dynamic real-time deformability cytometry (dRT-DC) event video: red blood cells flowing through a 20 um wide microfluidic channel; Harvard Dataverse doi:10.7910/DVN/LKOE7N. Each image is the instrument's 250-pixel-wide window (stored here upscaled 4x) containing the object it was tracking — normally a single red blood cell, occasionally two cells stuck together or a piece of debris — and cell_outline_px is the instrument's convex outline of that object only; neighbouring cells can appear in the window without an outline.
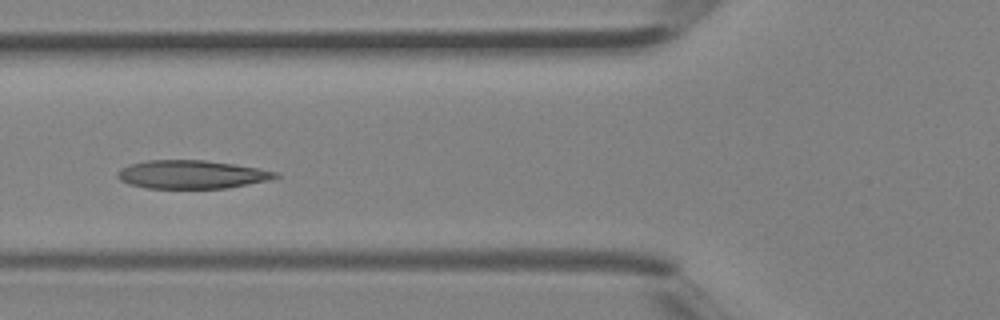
{"species": "Egyptian fruit bat (a non-hibernating species)", "species_latin": "Rousettus aegyptiacus", "temperature_condition": "room temperature", "stored_images_in_passage": 4, "camera_frame_rate_fps": 3000, "um_per_image_px": 0.085, "animal": {"sex": "female"}, "frame": {"image": 1, "passage_image": 4, "time_ms": 1.0, "image_size_px": [1000, 320], "cell_outline_px": [[280, 176], [268, 180], [228, 188], [148, 188], [128, 184], [120, 180], [116, 176], [116, 172], [120, 168], [128, 164], [144, 160], [204, 160], [236, 164], [260, 168], [276, 172]], "centroid_in_image_um": [16.25, 14.82], "position_along_channel_um": 109.6, "area_um2": 26.3}}